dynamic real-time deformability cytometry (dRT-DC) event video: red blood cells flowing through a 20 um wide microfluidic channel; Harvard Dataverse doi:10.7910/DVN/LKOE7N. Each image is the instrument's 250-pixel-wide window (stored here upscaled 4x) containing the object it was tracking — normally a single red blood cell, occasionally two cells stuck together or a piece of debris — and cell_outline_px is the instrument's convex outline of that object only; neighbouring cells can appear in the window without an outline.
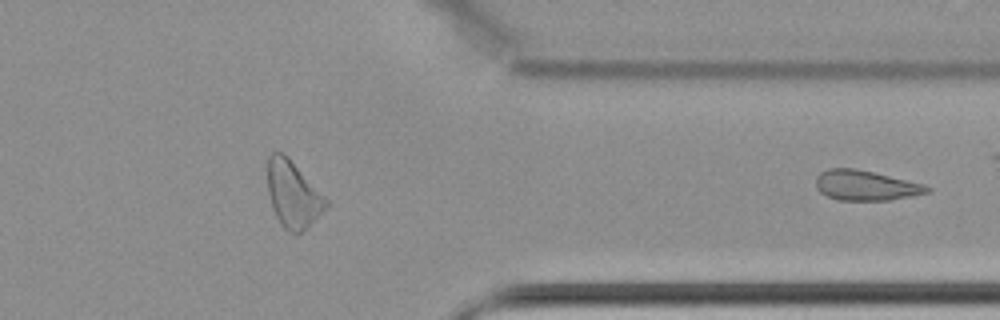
{"species": "common noctule bat (a hibernating species)", "species_latin": "Nyctalus noctula", "temperature_condition": "cold", "stored_images_in_passage": 54, "segment_of_instrument_passage": [2, 2], "camera_frame_rate_fps": 3000, "um_per_image_px": 0.085, "animal": {"sex": "female", "body_mass_g": 22.7, "forearm_length_mm": 54.2}, "frame": {"image": 1, "passage_image": 54, "time_ms": 17.667, "image_size_px": [1000, 320], "cell_outline_px": [[932, 192], [888, 200], [840, 200], [828, 196], [820, 192], [816, 188], [816, 176], [820, 172], [828, 168], [856, 168], [924, 184], [932, 188]], "centroid_in_image_um": [73.58, 15.75], "position_along_channel_um": 337.8, "area_um2": 19.48}}